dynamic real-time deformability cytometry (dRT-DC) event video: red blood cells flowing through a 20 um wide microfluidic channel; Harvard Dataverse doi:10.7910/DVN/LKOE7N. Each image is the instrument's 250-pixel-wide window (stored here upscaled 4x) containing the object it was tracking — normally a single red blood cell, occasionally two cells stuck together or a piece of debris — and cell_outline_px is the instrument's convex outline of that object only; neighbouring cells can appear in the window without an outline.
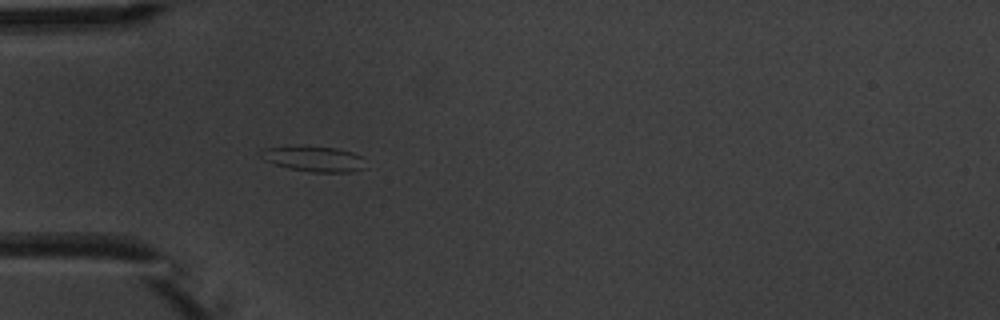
{"species": "common noctule bat (a hibernating species)", "species_latin": "Nyctalus noctula", "temperature_condition": "warm", "stored_images_in_passage": 5, "camera_frame_rate_fps": 3000, "um_per_image_px": 0.085, "animal": {"sex": "male", "body_mass_g": 20.1, "forearm_length_mm": 53.5}, "frame": {"image": 1, "passage_image": 5, "time_ms": 4.667, "image_size_px": [1000, 320], "cell_outline_px": [[368, 168], [352, 172], [312, 172], [288, 168], [264, 160], [260, 156], [264, 148], [336, 148], [352, 152], [360, 156]], "centroid_in_image_um": [26.77, 13.55], "position_along_channel_um": 58.2, "area_um2": 14.85}}